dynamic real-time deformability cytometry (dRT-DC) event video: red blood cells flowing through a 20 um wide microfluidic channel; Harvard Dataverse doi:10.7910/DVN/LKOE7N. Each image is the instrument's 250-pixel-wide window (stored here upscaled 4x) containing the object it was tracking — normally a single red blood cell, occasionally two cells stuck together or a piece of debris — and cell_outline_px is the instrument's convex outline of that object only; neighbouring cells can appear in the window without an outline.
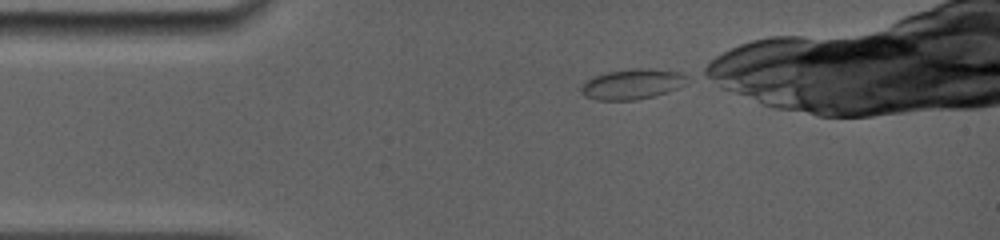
{"species": "common noctule bat (a hibernating species)", "species_latin": "Nyctalus noctula", "temperature_condition": "room temperature", "stored_images_in_passage": 45, "camera_frame_rate_fps": 5000, "um_per_image_px": 0.085, "animal": {"sex": "female", "body_mass_g": 19.0, "forearm_length_mm": 56.7}, "frame": {"image": 1, "passage_image": 1, "time_ms": 0.0, "image_size_px": [1000, 240], "cell_outline_px": [[688, 84], [668, 92], [656, 96], [636, 100], [596, 100], [584, 96], [580, 92], [580, 84], [592, 76], [608, 72], [632, 68], [648, 68], [680, 72], [688, 76]], "centroid_in_image_um": [53.74, 7.15], "position_along_channel_um": 31.3, "area_um2": 19.19}}
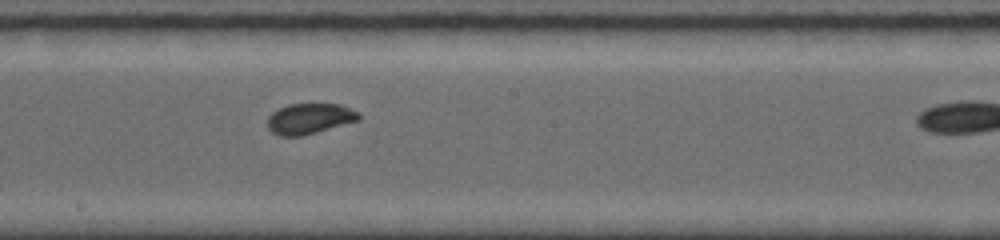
{"frame": {"image": 2, "passage_image": 25, "time_ms": 5.8, "image_size_px": [1000, 240], "cell_outline_px": [[360, 120], [304, 136], [280, 136], [272, 132], [268, 128], [268, 116], [272, 112], [288, 104], [340, 104], [360, 112]], "centroid_in_image_um": [26.33, 10.09], "position_along_channel_um": 221.9, "area_um2": 16.42}}
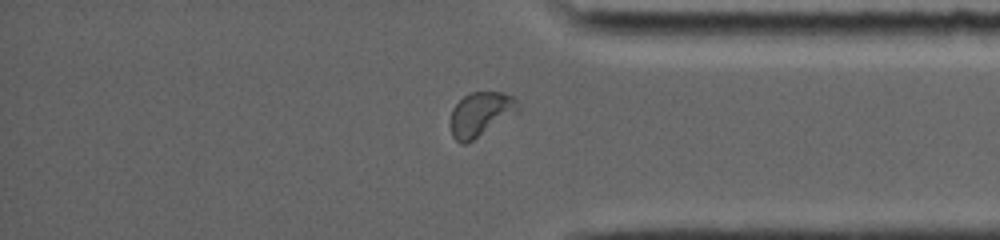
{"frame": {"image": 3, "passage_image": 43, "time_ms": 10.2, "image_size_px": [1000, 240], "cell_outline_px": [[520, 112], [472, 140], [464, 144], [460, 144], [452, 136], [448, 124], [452, 108], [468, 92], [504, 92], [512, 96], [520, 104]], "centroid_in_image_um": [40.85, 9.7], "position_along_channel_um": 394.4, "area_um2": 17.86}}